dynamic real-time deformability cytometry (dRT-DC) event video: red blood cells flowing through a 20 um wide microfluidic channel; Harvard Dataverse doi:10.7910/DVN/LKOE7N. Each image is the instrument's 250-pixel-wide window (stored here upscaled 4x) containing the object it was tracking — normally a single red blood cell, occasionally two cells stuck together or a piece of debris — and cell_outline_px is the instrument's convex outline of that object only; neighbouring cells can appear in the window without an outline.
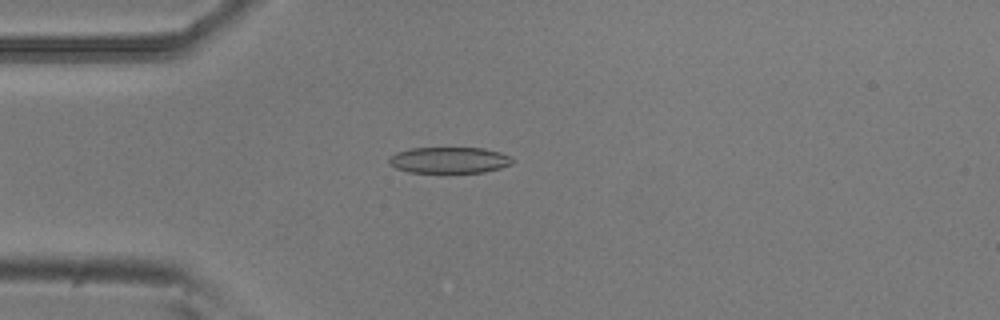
{"species": "common noctule bat (a hibernating species)", "species_latin": "Nyctalus noctula", "temperature_condition": "room temperature", "stored_images_in_passage": 53, "camera_frame_rate_fps": 3000, "um_per_image_px": 0.085, "animal": {"sex": "male", "body_mass_g": 20.5, "forearm_length_mm": 52.5}, "frame": {"image": 1, "passage_image": 14, "time_ms": 4.333, "image_size_px": [1000, 320], "cell_outline_px": [[512, 164], [500, 168], [484, 172], [408, 172], [396, 168], [388, 164], [388, 160], [396, 152], [412, 148], [484, 148], [500, 152], [512, 156]], "centroid_in_image_um": [38.19, 13.6], "position_along_channel_um": 46.8, "area_um2": 18.79}}
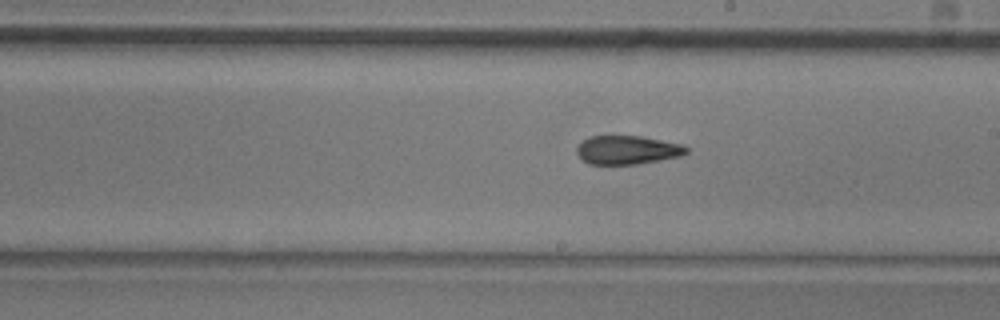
{"frame": {"image": 2, "passage_image": 30, "time_ms": 9.667, "image_size_px": [1000, 320], "cell_outline_px": [[688, 152], [680, 156], [636, 164], [588, 164], [576, 152], [576, 148], [588, 136], [640, 136], [684, 144], [688, 148]], "centroid_in_image_um": [53.34, 12.74], "position_along_channel_um": 235.7, "area_um2": 18.21}}
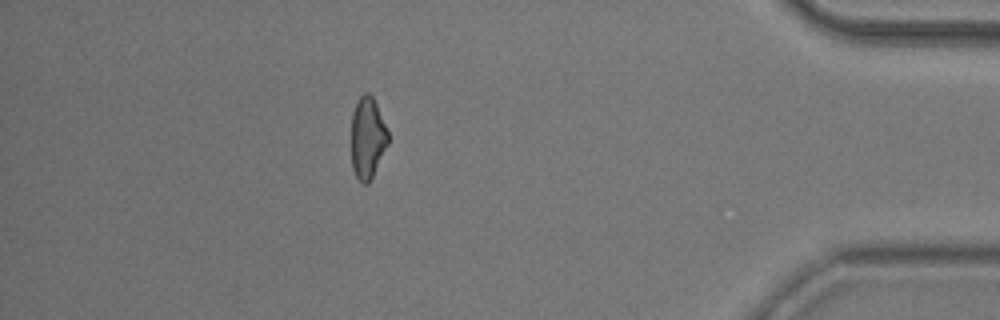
{"frame": {"image": 3, "passage_image": 47, "time_ms": 15.333, "image_size_px": [1000, 320], "cell_outline_px": [[388, 144], [368, 184], [364, 184], [356, 176], [352, 168], [352, 112], [360, 96], [364, 92], [368, 92], [372, 96], [376, 104], [388, 132]], "centroid_in_image_um": [31.23, 11.71], "position_along_channel_um": 404.0, "area_um2": 17.17}, "authors_computed_cell_mechanics": {"area_um2": 19.1896, "velocity_mm_per_s": 3.782, "shape_relaxation_time_tau1_ms": 5.0268, "shape_relaxation_time_tau2_ms": 1.4034, "deformation_change_tau1": 0.1447, "deformation_change_tau2": 0.0834}}